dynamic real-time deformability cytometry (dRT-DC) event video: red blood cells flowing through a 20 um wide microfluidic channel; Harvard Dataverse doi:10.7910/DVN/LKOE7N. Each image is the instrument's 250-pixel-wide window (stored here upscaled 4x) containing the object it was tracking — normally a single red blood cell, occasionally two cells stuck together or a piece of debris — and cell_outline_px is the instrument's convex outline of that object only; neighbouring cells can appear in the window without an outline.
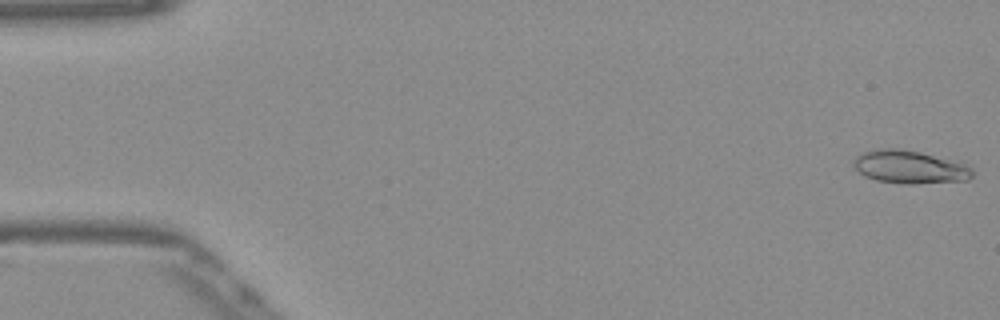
{"species": "Egyptian fruit bat (a non-hibernating species)", "species_latin": "Rousettus aegyptiacus", "temperature_condition": "warm", "stored_images_in_passage": 52, "camera_frame_rate_fps": 3000, "um_per_image_px": 0.085, "frame": {"image": 1, "passage_image": 1, "time_ms": 0.0, "image_size_px": [1000, 320], "cell_outline_px": [[972, 176], [968, 180], [912, 184], [904, 184], [876, 180], [864, 176], [852, 164], [852, 160], [860, 152], [876, 148], [900, 148], [920, 152], [964, 164], [972, 168]], "centroid_in_image_um": [77.25, 14.19], "position_along_channel_um": 7.7, "area_um2": 22.89}}
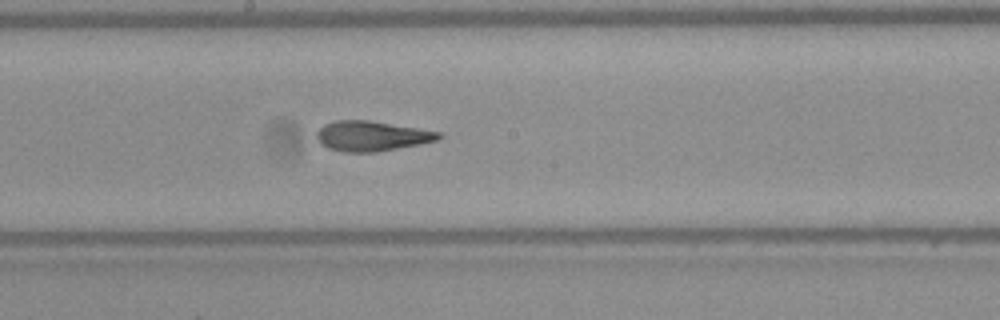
{"frame": {"image": 2, "passage_image": 28, "time_ms": 9.0, "image_size_px": [1000, 320], "cell_outline_px": [[444, 136], [436, 140], [420, 144], [376, 152], [344, 152], [328, 148], [320, 144], [316, 136], [316, 132], [324, 124], [336, 120], [368, 120], [440, 132]], "centroid_in_image_um": [31.56, 11.56], "position_along_channel_um": 216.6, "area_um2": 21.27}}
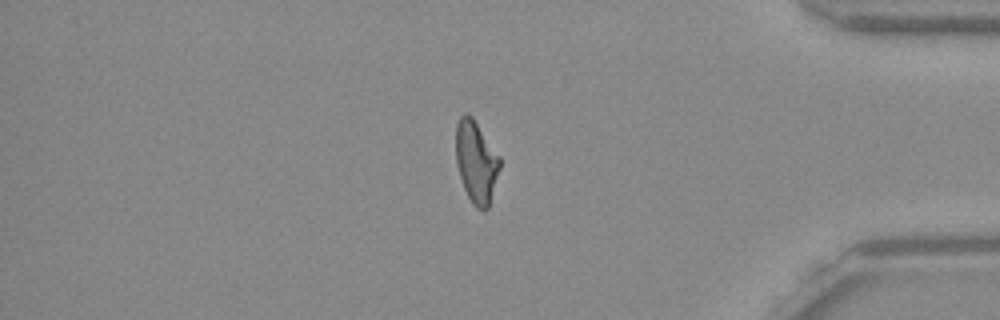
{"frame": {"image": 3, "passage_image": 44, "time_ms": 14.333, "image_size_px": [1000, 320], "cell_outline_px": [[500, 168], [488, 208], [484, 212], [476, 208], [472, 204], [464, 188], [456, 164], [456, 124], [460, 116], [464, 112], [468, 112], [472, 116], [500, 156]], "centroid_in_image_um": [40.47, 13.75], "position_along_channel_um": 394.7, "area_um2": 21.15}, "authors_computed_cell_mechanics": {"area_um2": 21.386, "velocity_mm_per_s": 3.8963, "shape_relaxation_time_tau1_ms": null, "shape_relaxation_time_tau2_ms": 2.0555, "deformation_change_tau1": null, "deformation_change_tau2": 0.1139}}